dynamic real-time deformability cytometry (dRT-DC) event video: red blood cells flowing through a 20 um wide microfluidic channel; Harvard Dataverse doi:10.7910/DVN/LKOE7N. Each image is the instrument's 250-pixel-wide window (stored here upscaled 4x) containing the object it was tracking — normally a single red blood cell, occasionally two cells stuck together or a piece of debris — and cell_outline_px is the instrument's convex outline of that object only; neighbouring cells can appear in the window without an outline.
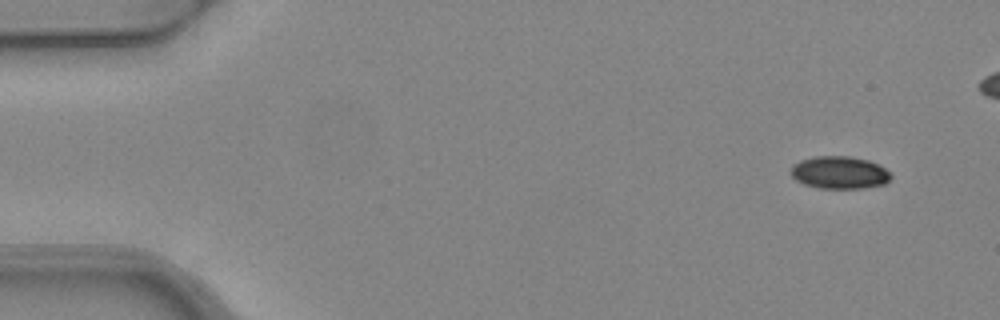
{"species": "common noctule bat (a hibernating species)", "species_latin": "Nyctalus noctula", "temperature_condition": "warm", "stored_images_in_passage": 4, "camera_frame_rate_fps": 3000, "um_per_image_px": 0.085, "animal": {"sex": "female", "body_mass_g": 24.6, "forearm_length_mm": 56.2}, "frame": {"image": 1, "passage_image": 1, "time_ms": 0.0, "image_size_px": [1000, 320], "cell_outline_px": [[892, 176], [884, 184], [864, 188], [820, 188], [804, 184], [796, 180], [792, 176], [792, 164], [800, 160], [816, 156], [852, 156], [868, 160], [892, 172]], "centroid_in_image_um": [71.36, 14.66], "position_along_channel_um": 13.6, "area_um2": 18.96}}